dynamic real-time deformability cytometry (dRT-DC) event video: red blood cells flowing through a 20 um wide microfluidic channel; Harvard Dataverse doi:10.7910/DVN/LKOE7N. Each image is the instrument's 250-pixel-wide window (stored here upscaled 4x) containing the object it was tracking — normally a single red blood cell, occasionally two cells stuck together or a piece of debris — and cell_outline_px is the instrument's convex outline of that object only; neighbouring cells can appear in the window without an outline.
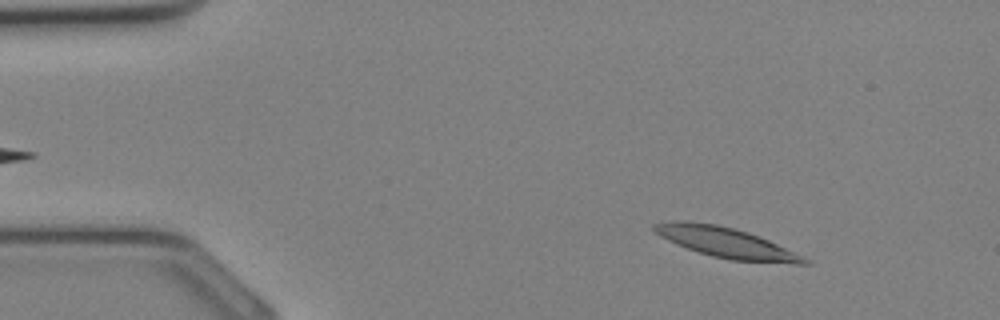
{"species": "Egyptian fruit bat (a non-hibernating species)", "species_latin": "Rousettus aegyptiacus", "temperature_condition": "cold", "stored_images_in_passage": 11, "camera_frame_rate_fps": 3000, "um_per_image_px": 0.085, "animal": {"sex": "female"}, "frame": {"image": 1, "passage_image": 3, "time_ms": 0.667, "image_size_px": [1000, 320], "cell_outline_px": [[812, 264], [796, 264], [732, 260], [712, 256], [688, 248], [668, 240], [660, 236], [652, 228], [652, 224], [676, 220], [684, 220], [716, 224], [748, 232], [768, 240], [804, 256]], "centroid_in_image_um": [61.73, 20.62], "position_along_channel_um": 23.3, "area_um2": 26.18}}
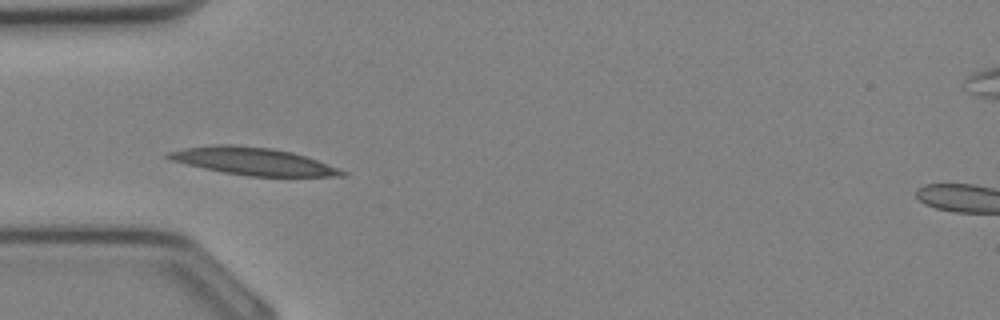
{"frame": {"image": 2, "passage_image": 9, "time_ms": 2.667, "image_size_px": [1000, 320], "cell_outline_px": [[348, 172], [344, 176], [248, 176], [224, 172], [204, 168], [168, 160], [164, 156], [168, 152], [184, 148], [216, 144], [232, 144], [272, 148], [292, 152], [316, 160]], "centroid_in_image_um": [21.45, 13.7], "position_along_channel_um": 63.5, "area_um2": 27.57}}
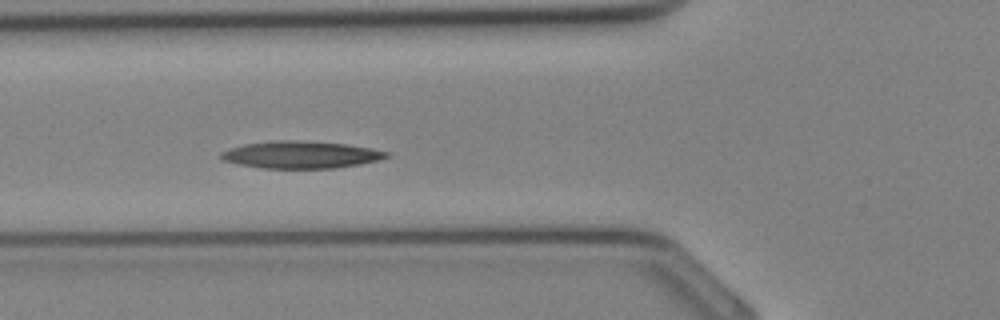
{"frame": {"image": 3, "passage_image": 11, "time_ms": 3.333, "image_size_px": [1000, 320], "cell_outline_px": [[392, 156], [380, 160], [360, 164], [336, 168], [260, 168], [220, 160], [220, 152], [244, 144], [272, 140], [296, 140], [344, 144], [372, 148], [388, 152]], "centroid_in_image_um": [25.58, 13.15], "position_along_channel_um": 100.2, "area_um2": 26.3}}